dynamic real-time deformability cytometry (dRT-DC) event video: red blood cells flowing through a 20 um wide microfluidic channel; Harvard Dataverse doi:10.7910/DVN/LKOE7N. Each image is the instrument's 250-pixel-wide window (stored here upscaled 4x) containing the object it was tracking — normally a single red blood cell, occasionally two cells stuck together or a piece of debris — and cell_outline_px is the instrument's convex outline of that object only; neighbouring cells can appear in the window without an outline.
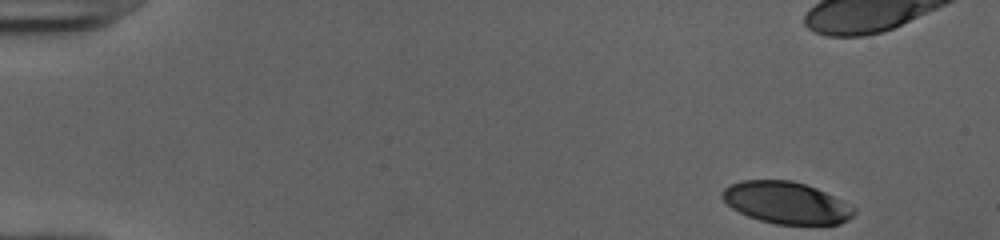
{"species": "human", "species_latin": "Homo sapiens", "temperature_condition": "cold", "stored_images_in_passage": 49, "camera_frame_rate_fps": 3000, "um_per_image_px": 0.085, "donor": {"sex": "female"}, "frame": {"image": 1, "passage_image": 1, "time_ms": 0.0, "image_size_px": [1000, 240], "cell_outline_px": [[856, 212], [848, 220], [840, 224], [776, 224], [760, 220], [748, 216], [732, 208], [720, 196], [724, 188], [740, 180], [792, 180], [816, 188], [856, 208]], "centroid_in_image_um": [66.82, 17.23], "position_along_channel_um": 18.2, "area_um2": 31.91}}
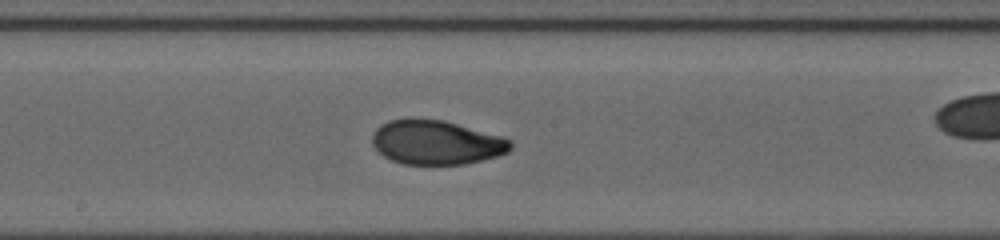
{"frame": {"image": 2, "passage_image": 25, "time_ms": 8.0, "image_size_px": [1000, 240], "cell_outline_px": [[512, 148], [508, 152], [496, 156], [464, 164], [404, 164], [392, 160], [384, 156], [372, 144], [372, 136], [376, 128], [380, 124], [388, 120], [408, 116], [444, 120], [504, 136], [512, 140]], "centroid_in_image_um": [37.08, 12.06], "position_along_channel_um": 211.1, "area_um2": 36.24}}
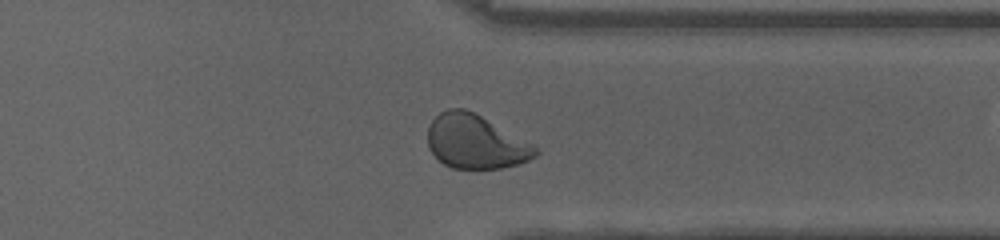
{"frame": {"image": 3, "passage_image": 37, "time_ms": 12.0, "image_size_px": [1000, 240], "cell_outline_px": [[540, 152], [536, 156], [528, 160], [516, 164], [500, 168], [452, 168], [444, 164], [428, 148], [428, 128], [432, 120], [440, 112], [448, 108], [464, 108], [536, 144]], "centroid_in_image_um": [40.45, 12.05], "position_along_channel_um": 371.0, "area_um2": 33.76}, "authors_computed_cell_mechanics": {"area_um2": 35.547, "velocity_mm_per_s": 4.0006, "shape_relaxation_time_tau1_ms": 4.7179, "shape_relaxation_time_tau2_ms": 0.7231, "deformation_change_tau1": 0.2042, "deformation_change_tau2": 0.0461}}